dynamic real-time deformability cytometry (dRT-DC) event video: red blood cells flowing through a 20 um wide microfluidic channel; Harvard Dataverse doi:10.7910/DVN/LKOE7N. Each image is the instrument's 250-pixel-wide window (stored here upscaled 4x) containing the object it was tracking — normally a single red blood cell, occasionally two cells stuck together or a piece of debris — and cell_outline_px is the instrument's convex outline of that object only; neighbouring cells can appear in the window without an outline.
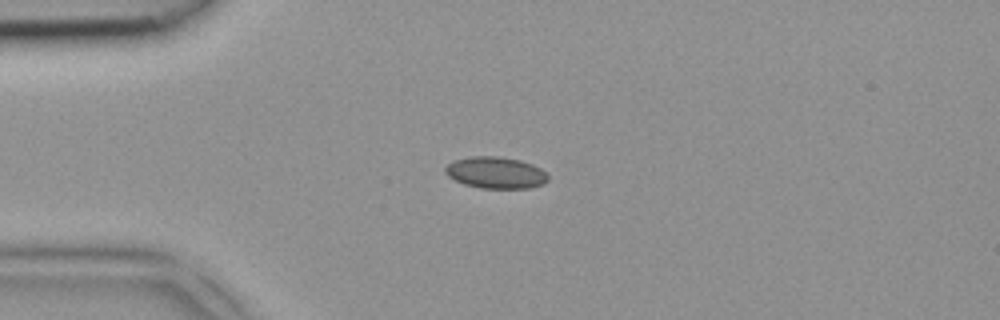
{"species": "common noctule bat (a hibernating species)", "species_latin": "Nyctalus noctula", "temperature_condition": "room temperature", "stored_images_in_passage": 3, "camera_frame_rate_fps": 3000, "um_per_image_px": 0.085, "animal": {"sex": "female", "body_mass_g": 18.4}, "frame": {"image": 1, "passage_image": 3, "time_ms": 0.667, "image_size_px": [1000, 320], "cell_outline_px": [[548, 180], [544, 184], [528, 188], [480, 188], [464, 184], [448, 176], [444, 172], [444, 168], [452, 160], [472, 156], [496, 156], [520, 160], [532, 164], [540, 168], [548, 176]], "centroid_in_image_um": [42.11, 14.67], "position_along_channel_um": 42.9, "area_um2": 18.96}}